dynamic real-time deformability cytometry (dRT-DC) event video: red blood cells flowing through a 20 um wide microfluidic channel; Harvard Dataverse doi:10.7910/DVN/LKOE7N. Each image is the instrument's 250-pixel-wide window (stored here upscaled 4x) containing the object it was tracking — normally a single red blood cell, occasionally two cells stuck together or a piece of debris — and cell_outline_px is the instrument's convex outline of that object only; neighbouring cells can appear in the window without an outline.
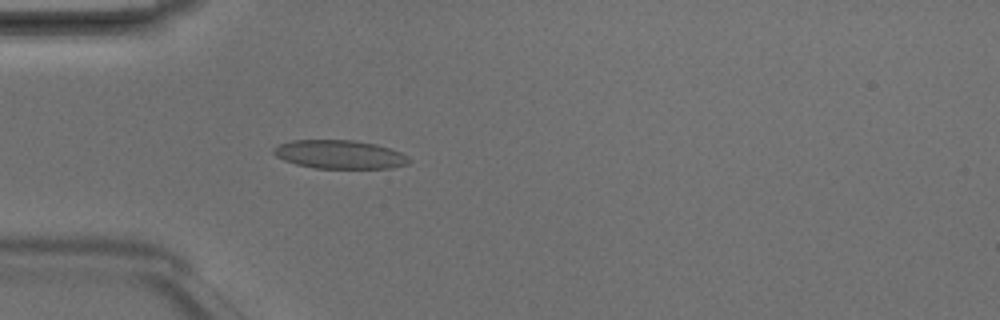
{"species": "Egyptian fruit bat (a non-hibernating species)", "species_latin": "Rousettus aegyptiacus", "temperature_condition": "room temperature", "stored_images_in_passage": 4, "camera_frame_rate_fps": 3000, "um_per_image_px": 0.085, "animal": {"sex": "male"}, "frame": {"image": 1, "passage_image": 4, "time_ms": 1.0, "image_size_px": [1000, 320], "cell_outline_px": [[412, 160], [408, 164], [392, 168], [316, 168], [296, 164], [284, 160], [276, 156], [272, 152], [280, 144], [292, 140], [352, 140], [376, 144], [400, 152], [408, 156]], "centroid_in_image_um": [28.9, 13.13], "position_along_channel_um": 56.1, "area_um2": 22.43}}